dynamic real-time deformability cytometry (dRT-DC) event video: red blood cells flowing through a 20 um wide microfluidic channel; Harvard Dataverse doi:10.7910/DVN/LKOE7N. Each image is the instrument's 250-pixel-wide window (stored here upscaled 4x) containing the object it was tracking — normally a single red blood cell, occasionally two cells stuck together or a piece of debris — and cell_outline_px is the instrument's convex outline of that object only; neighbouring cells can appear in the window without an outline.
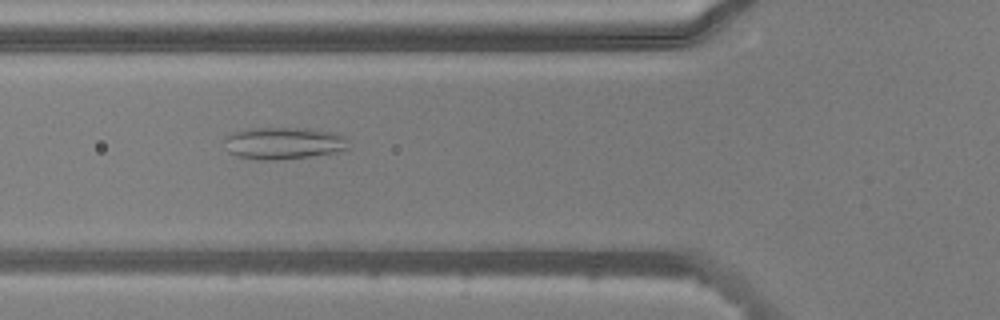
{"species": "common noctule bat (a hibernating species)", "species_latin": "Nyctalus noctula", "temperature_condition": "warm", "stored_images_in_passage": 52, "camera_frame_rate_fps": 3000, "um_per_image_px": 0.085, "animal": {"sex": "male", "body_mass_g": 20.5, "forearm_length_mm": 52.5}, "frame": {"image": 1, "passage_image": 18, "time_ms": 5.667, "image_size_px": [1000, 320], "cell_outline_px": [[348, 148], [332, 152], [308, 156], [272, 160], [260, 160], [236, 156], [228, 152], [224, 140], [232, 132], [248, 128], [304, 128], [336, 132], [344, 136]], "centroid_in_image_um": [24.05, 12.15], "position_along_channel_um": 101.8, "area_um2": 22.95}}
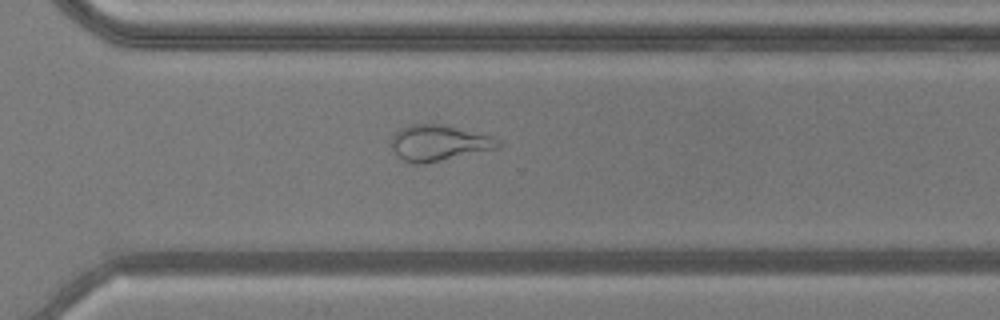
{"frame": {"image": 2, "passage_image": 36, "time_ms": 11.667, "image_size_px": [1000, 320], "cell_outline_px": [[500, 148], [424, 164], [416, 164], [404, 160], [392, 148], [392, 136], [400, 128], [408, 124], [448, 124], [492, 136], [500, 144]], "centroid_in_image_um": [37.32, 12.13], "position_along_channel_um": 333.3, "area_um2": 22.37}}
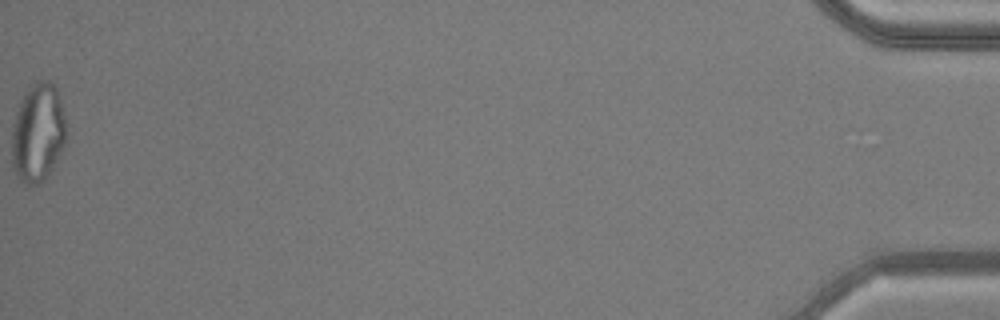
{"frame": {"image": 3, "passage_image": 52, "time_ms": 17.0, "image_size_px": [1000, 320], "cell_outline_px": [[64, 144], [44, 180], [40, 184], [28, 184], [20, 180], [12, 168], [12, 124], [20, 100], [28, 88], [36, 80], [48, 80], [56, 88], [64, 116]], "centroid_in_image_um": [3.17, 11.26], "position_along_channel_um": 432.0, "area_um2": 30.75}, "authors_computed_cell_mechanics": {"area_um2": 26.3857, "velocity_mm_per_s": 3.8529, "shape_relaxation_time_tau1_ms": null, "shape_relaxation_time_tau2_ms": 1.7824, "deformation_change_tau1": null, "deformation_change_tau2": 0.0997}}